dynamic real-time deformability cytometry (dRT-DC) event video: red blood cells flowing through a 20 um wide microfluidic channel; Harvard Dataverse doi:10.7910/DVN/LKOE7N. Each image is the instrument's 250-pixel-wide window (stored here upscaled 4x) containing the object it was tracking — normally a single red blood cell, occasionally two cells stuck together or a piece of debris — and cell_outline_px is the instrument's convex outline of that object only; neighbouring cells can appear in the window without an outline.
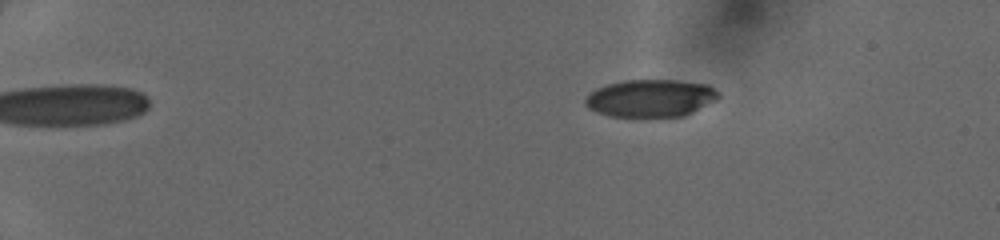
{"species": "human", "species_latin": "Homo sapiens", "temperature_condition": "cold", "stored_images_in_passage": 50, "camera_frame_rate_fps": 3000, "um_per_image_px": 0.085, "donor": {"sex": "female"}, "frame": {"image": 1, "passage_image": 10, "time_ms": 3.0, "image_size_px": [1000, 240], "cell_outline_px": [[720, 96], [716, 100], [684, 116], [608, 116], [596, 112], [588, 108], [584, 104], [584, 100], [588, 92], [596, 88], [608, 84], [624, 80], [676, 80], [708, 84], [720, 92]], "centroid_in_image_um": [55.28, 8.33], "position_along_channel_um": 29.7, "area_um2": 29.25}}
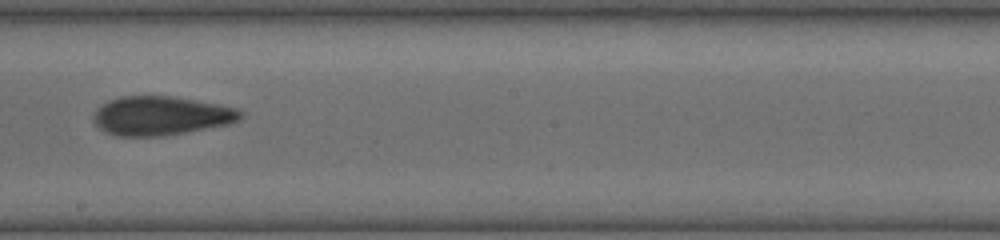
{"frame": {"image": 2, "passage_image": 32, "time_ms": 10.333, "image_size_px": [1000, 240], "cell_outline_px": [[244, 116], [240, 120], [228, 124], [184, 132], [160, 136], [116, 136], [100, 128], [92, 120], [92, 116], [108, 100], [120, 96], [172, 96], [216, 104], [236, 108], [244, 112]], "centroid_in_image_um": [13.69, 9.83], "position_along_channel_um": 234.5, "area_um2": 33.06}}
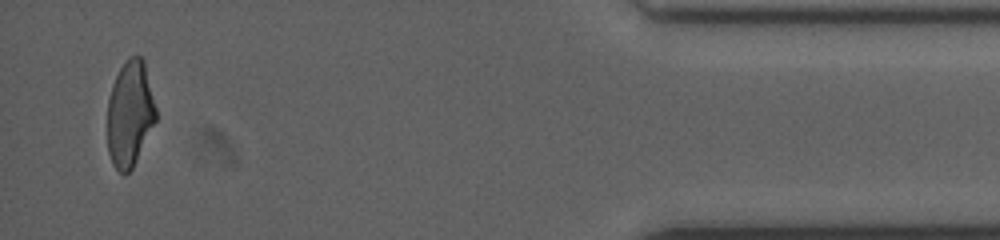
{"frame": {"image": 3, "passage_image": 49, "time_ms": 16.0, "image_size_px": [1000, 240], "cell_outline_px": [[156, 120], [132, 168], [124, 176], [112, 164], [108, 152], [108, 100], [112, 84], [120, 68], [128, 56], [140, 56], [144, 60], [156, 108]], "centroid_in_image_um": [11.03, 9.66], "position_along_channel_um": 424.2, "area_um2": 29.77}}